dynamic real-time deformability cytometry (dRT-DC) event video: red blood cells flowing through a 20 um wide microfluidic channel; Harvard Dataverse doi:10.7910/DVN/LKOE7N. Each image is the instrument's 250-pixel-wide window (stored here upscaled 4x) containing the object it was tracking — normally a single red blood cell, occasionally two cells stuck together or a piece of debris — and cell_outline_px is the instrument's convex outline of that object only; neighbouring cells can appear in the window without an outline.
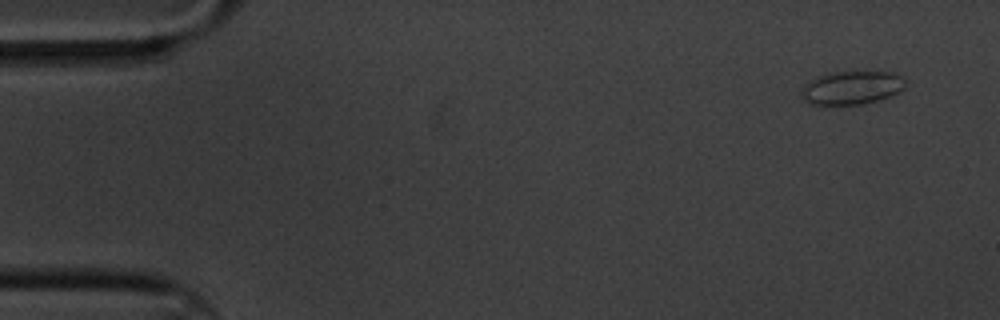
{"species": "common noctule bat (a hibernating species)", "species_latin": "Nyctalus noctula", "temperature_condition": "cold", "stored_images_in_passage": 5, "camera_frame_rate_fps": 3000, "um_per_image_px": 0.085, "animal": {"sex": "male", "body_mass_g": 20.1, "forearm_length_mm": 53.5}, "frame": {"image": 1, "passage_image": 1, "time_ms": 0.0, "image_size_px": [1000, 320], "cell_outline_px": [[904, 88], [900, 92], [892, 96], [880, 100], [860, 104], [808, 104], [800, 96], [800, 88], [804, 84], [816, 76], [832, 72], [892, 72], [904, 76]], "centroid_in_image_um": [72.38, 7.45], "position_along_channel_um": 12.6, "area_um2": 20.52}}
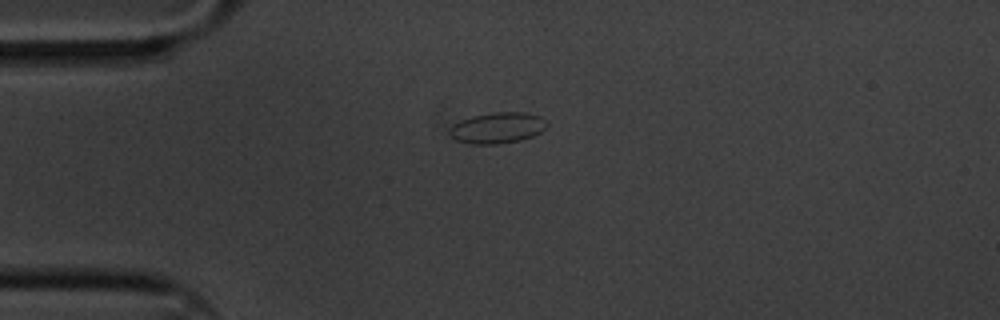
{"frame": {"image": 2, "passage_image": 4, "time_ms": 1.0, "image_size_px": [1000, 320], "cell_outline_px": [[548, 124], [540, 132], [532, 136], [520, 140], [496, 144], [468, 144], [456, 140], [448, 132], [448, 128], [452, 124], [460, 120], [472, 116], [496, 112], [524, 112], [540, 116], [548, 120]], "centroid_in_image_um": [42.26, 10.86], "position_along_channel_um": 42.7, "area_um2": 17.69}}